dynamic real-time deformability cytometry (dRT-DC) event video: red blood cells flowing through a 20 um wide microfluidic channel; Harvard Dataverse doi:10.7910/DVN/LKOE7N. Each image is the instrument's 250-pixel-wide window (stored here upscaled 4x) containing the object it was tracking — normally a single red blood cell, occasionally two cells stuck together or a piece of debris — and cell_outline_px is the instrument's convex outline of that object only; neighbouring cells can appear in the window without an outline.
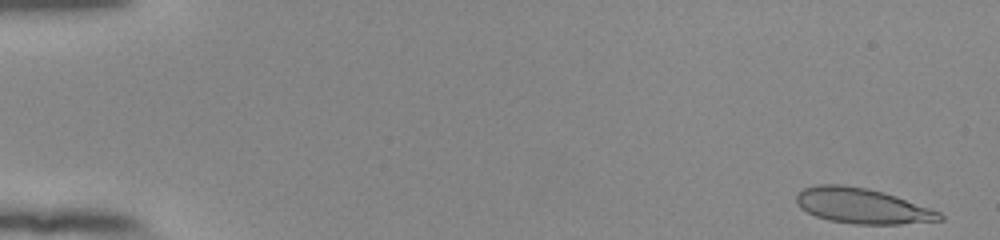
{"species": "human", "species_latin": "Homo sapiens", "temperature_condition": "room temperature", "stored_images_in_passage": 52, "camera_frame_rate_fps": 3000, "um_per_image_px": 0.085, "donor": {"sex": "female"}, "frame": {"image": 1, "passage_image": 1, "time_ms": 0.0, "image_size_px": [1000, 240], "cell_outline_px": [[944, 220], [900, 224], [856, 224], [828, 220], [816, 216], [800, 208], [796, 200], [796, 192], [804, 188], [816, 184], [840, 184], [868, 188], [884, 192], [896, 196], [940, 212], [944, 216]], "centroid_in_image_um": [73.26, 17.49], "position_along_channel_um": 11.7, "area_um2": 29.54}}
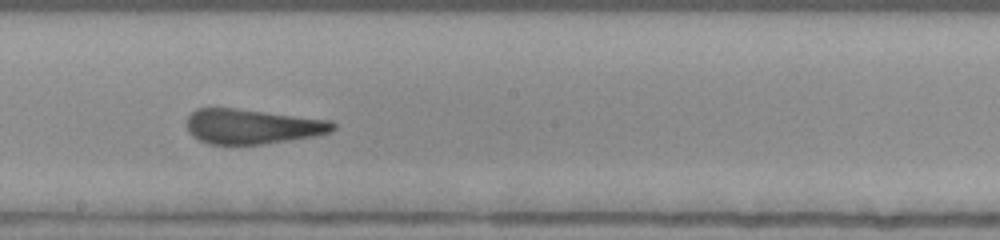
{"frame": {"image": 2, "passage_image": 30, "time_ms": 9.667, "image_size_px": [1000, 240], "cell_outline_px": [[336, 128], [332, 132], [316, 136], [260, 144], [208, 144], [192, 136], [188, 132], [188, 116], [196, 108], [236, 108], [332, 120], [336, 124]], "centroid_in_image_um": [21.47, 10.74], "position_along_channel_um": 226.7, "area_um2": 29.77}}
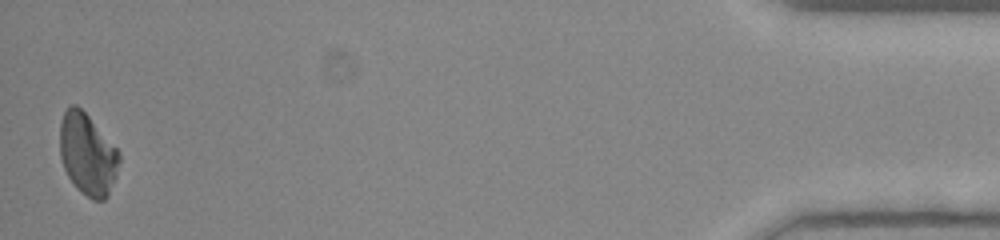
{"frame": {"image": 3, "passage_image": 52, "time_ms": 17.0, "image_size_px": [1000, 240], "cell_outline_px": [[120, 160], [116, 176], [108, 196], [104, 200], [92, 200], [80, 192], [76, 188], [68, 176], [64, 168], [60, 156], [60, 124], [64, 112], [72, 104], [76, 104], [88, 116], [120, 152]], "centroid_in_image_um": [7.44, 13.15], "position_along_channel_um": 427.8, "area_um2": 28.15}, "authors_computed_cell_mechanics": {"area_um2": 30.2294, "velocity_mm_per_s": 3.8742, "shape_relaxation_time_tau1_ms": 8.0814, "shape_relaxation_time_tau2_ms": 0.8744, "deformation_change_tau1": 0.1979, "deformation_change_tau2": 0.0673}}